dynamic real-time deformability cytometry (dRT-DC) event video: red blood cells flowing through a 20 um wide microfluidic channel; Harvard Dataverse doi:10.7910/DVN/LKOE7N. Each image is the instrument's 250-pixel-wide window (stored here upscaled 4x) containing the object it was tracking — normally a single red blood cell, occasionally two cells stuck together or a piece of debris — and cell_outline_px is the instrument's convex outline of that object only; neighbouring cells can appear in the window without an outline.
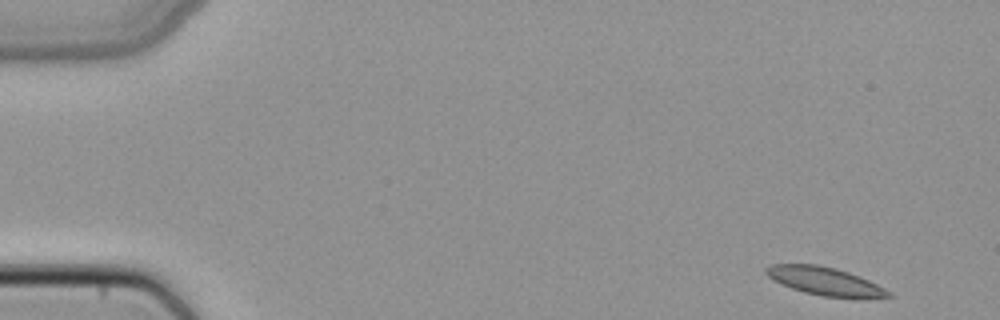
{"species": "common noctule bat (a hibernating species)", "species_latin": "Nyctalus noctula", "temperature_condition": "cold", "stored_images_in_passage": 49, "camera_frame_rate_fps": 3000, "um_per_image_px": 0.085, "animal": {"sex": "female", "body_mass_g": 22.7, "forearm_length_mm": 54.2}, "frame": {"image": 1, "passage_image": 1, "time_ms": 0.0, "image_size_px": [1000, 320], "cell_outline_px": [[892, 296], [824, 296], [804, 292], [792, 288], [768, 276], [764, 272], [764, 268], [772, 264], [816, 264], [836, 268], [860, 276], [892, 292]], "centroid_in_image_um": [70.05, 23.85], "position_along_channel_um": 14.9, "area_um2": 19.31}}
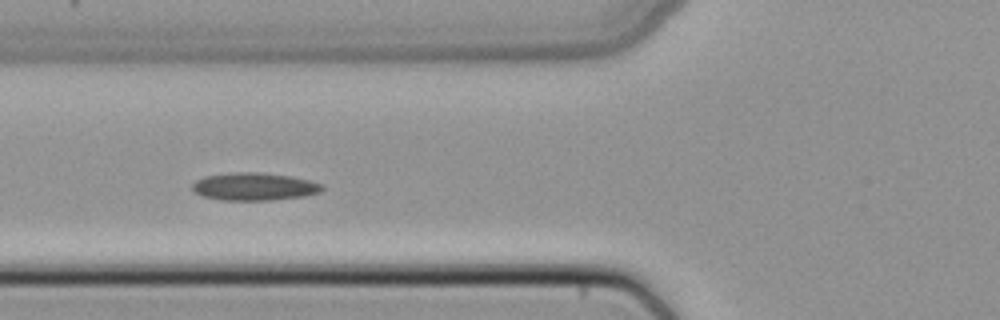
{"frame": {"image": 2, "passage_image": 17, "time_ms": 5.333, "image_size_px": [1000, 320], "cell_outline_px": [[324, 188], [320, 192], [304, 196], [272, 200], [220, 200], [204, 196], [196, 192], [192, 188], [192, 184], [196, 180], [204, 176], [228, 172], [264, 172], [288, 176], [308, 180], [324, 184]], "centroid_in_image_um": [21.61, 15.85], "position_along_channel_um": 104.2, "area_um2": 21.04}}
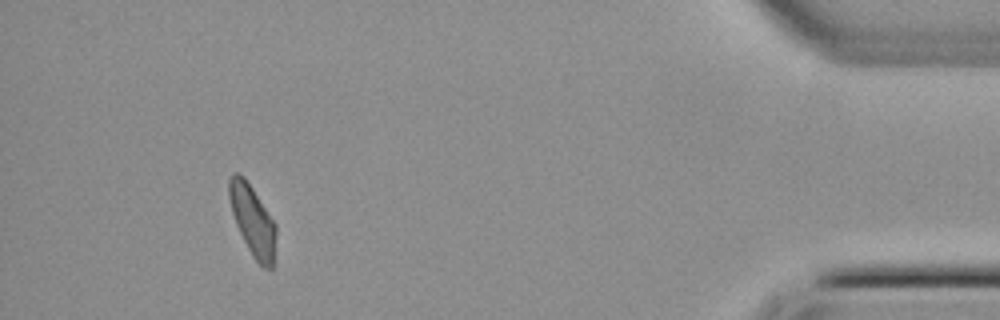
{"frame": {"image": 3, "passage_image": 44, "time_ms": 14.333, "image_size_px": [1000, 320], "cell_outline_px": [[276, 236], [272, 268], [264, 268], [252, 256], [236, 224], [232, 212], [228, 196], [228, 176], [232, 172], [240, 172], [244, 176], [276, 224]], "centroid_in_image_um": [21.45, 18.68], "position_along_channel_um": 413.8, "area_um2": 19.19}}